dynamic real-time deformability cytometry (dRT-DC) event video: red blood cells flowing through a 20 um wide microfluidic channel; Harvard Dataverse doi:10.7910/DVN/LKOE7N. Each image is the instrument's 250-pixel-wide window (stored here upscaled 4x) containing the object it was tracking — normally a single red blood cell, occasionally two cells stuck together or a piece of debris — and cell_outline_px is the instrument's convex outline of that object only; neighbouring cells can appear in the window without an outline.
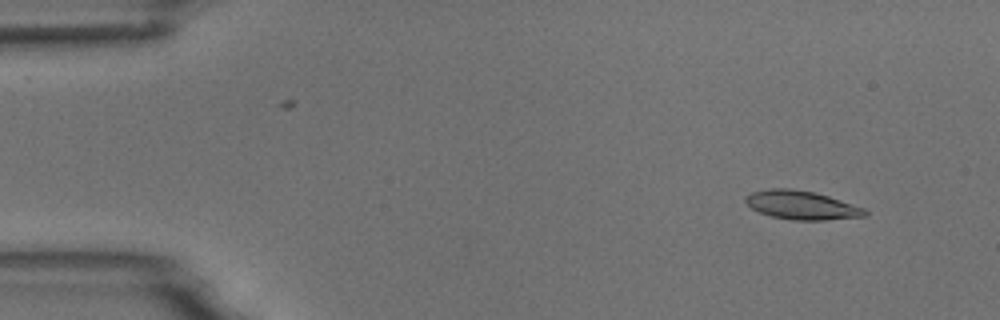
{"species": "common noctule bat (a hibernating species)", "species_latin": "Nyctalus noctula", "temperature_condition": "room temperature", "stored_images_in_passage": 54, "camera_frame_rate_fps": 3000, "um_per_image_px": 0.085, "animal": {"sex": "male", "body_mass_g": 18.8}, "frame": {"image": 1, "passage_image": 4, "time_ms": 1.0, "image_size_px": [1000, 320], "cell_outline_px": [[868, 216], [824, 220], [792, 220], [772, 216], [760, 212], [752, 208], [744, 200], [744, 196], [752, 192], [772, 188], [788, 188], [812, 192], [828, 196], [864, 208], [868, 212]], "centroid_in_image_um": [68.14, 17.44], "position_along_channel_um": 16.9, "area_um2": 19.77}}
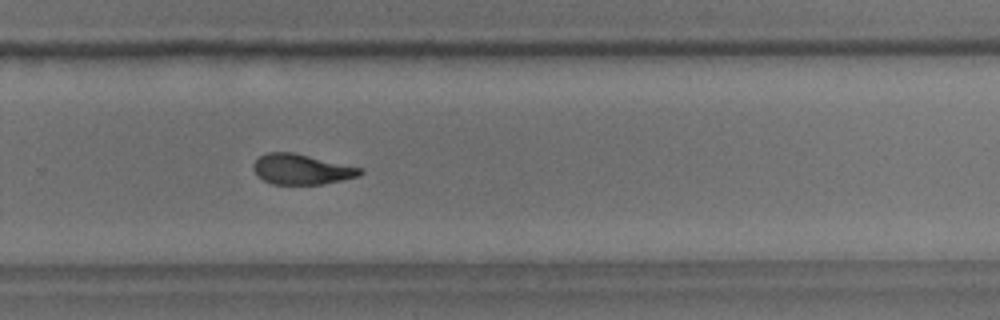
{"frame": {"image": 2, "passage_image": 35, "time_ms": 11.333, "image_size_px": [1000, 320], "cell_outline_px": [[364, 172], [360, 176], [320, 184], [272, 184], [256, 176], [252, 168], [252, 164], [260, 156], [268, 152], [292, 152], [364, 168]], "centroid_in_image_um": [25.62, 14.39], "position_along_channel_um": 304.2, "area_um2": 18.9}}
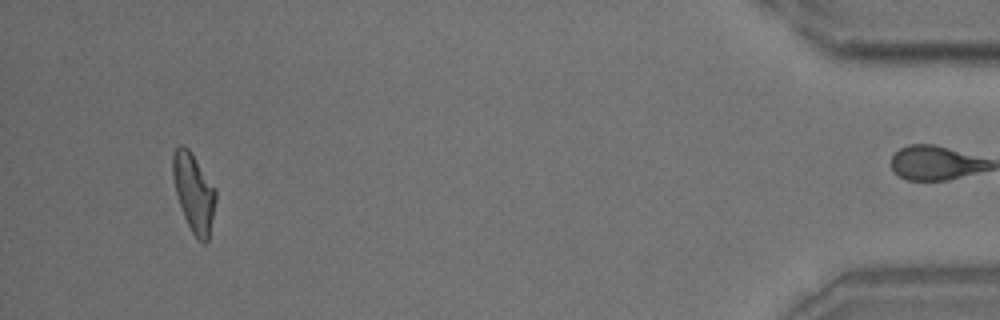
{"frame": {"image": 3, "passage_image": 50, "time_ms": 16.333, "image_size_px": [1000, 320], "cell_outline_px": [[216, 200], [208, 240], [204, 244], [196, 240], [184, 216], [176, 192], [172, 176], [172, 152], [180, 144], [184, 144], [192, 152], [216, 188]], "centroid_in_image_um": [16.47, 16.33], "position_along_channel_um": 418.7, "area_um2": 19.83}}